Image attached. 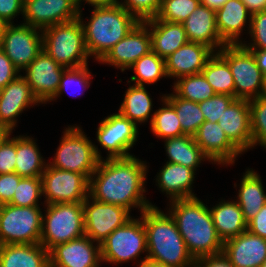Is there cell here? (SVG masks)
<instances>
[{
	"label": "cell",
	"instance_id": "45",
	"mask_svg": "<svg viewBox=\"0 0 266 267\" xmlns=\"http://www.w3.org/2000/svg\"><path fill=\"white\" fill-rule=\"evenodd\" d=\"M162 0H121L122 5L128 12L136 16L140 21L155 17L161 7Z\"/></svg>",
	"mask_w": 266,
	"mask_h": 267
},
{
	"label": "cell",
	"instance_id": "28",
	"mask_svg": "<svg viewBox=\"0 0 266 267\" xmlns=\"http://www.w3.org/2000/svg\"><path fill=\"white\" fill-rule=\"evenodd\" d=\"M0 267H49V251L40 243L0 245Z\"/></svg>",
	"mask_w": 266,
	"mask_h": 267
},
{
	"label": "cell",
	"instance_id": "12",
	"mask_svg": "<svg viewBox=\"0 0 266 267\" xmlns=\"http://www.w3.org/2000/svg\"><path fill=\"white\" fill-rule=\"evenodd\" d=\"M0 48L21 72L43 50L42 30L23 23L7 24Z\"/></svg>",
	"mask_w": 266,
	"mask_h": 267
},
{
	"label": "cell",
	"instance_id": "60",
	"mask_svg": "<svg viewBox=\"0 0 266 267\" xmlns=\"http://www.w3.org/2000/svg\"><path fill=\"white\" fill-rule=\"evenodd\" d=\"M7 23H5L1 18H0V42H1V37L4 33V29L6 27Z\"/></svg>",
	"mask_w": 266,
	"mask_h": 267
},
{
	"label": "cell",
	"instance_id": "58",
	"mask_svg": "<svg viewBox=\"0 0 266 267\" xmlns=\"http://www.w3.org/2000/svg\"><path fill=\"white\" fill-rule=\"evenodd\" d=\"M140 267H172V266H163V265H159L153 262H146L143 265H141Z\"/></svg>",
	"mask_w": 266,
	"mask_h": 267
},
{
	"label": "cell",
	"instance_id": "7",
	"mask_svg": "<svg viewBox=\"0 0 266 267\" xmlns=\"http://www.w3.org/2000/svg\"><path fill=\"white\" fill-rule=\"evenodd\" d=\"M44 209L40 244L46 250L85 235L83 202L45 204Z\"/></svg>",
	"mask_w": 266,
	"mask_h": 267
},
{
	"label": "cell",
	"instance_id": "51",
	"mask_svg": "<svg viewBox=\"0 0 266 267\" xmlns=\"http://www.w3.org/2000/svg\"><path fill=\"white\" fill-rule=\"evenodd\" d=\"M197 260L204 267H234L223 252L210 256H203L197 258Z\"/></svg>",
	"mask_w": 266,
	"mask_h": 267
},
{
	"label": "cell",
	"instance_id": "33",
	"mask_svg": "<svg viewBox=\"0 0 266 267\" xmlns=\"http://www.w3.org/2000/svg\"><path fill=\"white\" fill-rule=\"evenodd\" d=\"M146 86L129 85L126 90L123 102L121 103L118 112L124 117L132 121L137 127L138 124L148 122L150 116V124L154 114L151 113L153 101Z\"/></svg>",
	"mask_w": 266,
	"mask_h": 267
},
{
	"label": "cell",
	"instance_id": "34",
	"mask_svg": "<svg viewBox=\"0 0 266 267\" xmlns=\"http://www.w3.org/2000/svg\"><path fill=\"white\" fill-rule=\"evenodd\" d=\"M216 94H227L235 97L233 75L227 61L218 53L209 58L201 72Z\"/></svg>",
	"mask_w": 266,
	"mask_h": 267
},
{
	"label": "cell",
	"instance_id": "8",
	"mask_svg": "<svg viewBox=\"0 0 266 267\" xmlns=\"http://www.w3.org/2000/svg\"><path fill=\"white\" fill-rule=\"evenodd\" d=\"M39 206L0 205V245L39 244L42 232Z\"/></svg>",
	"mask_w": 266,
	"mask_h": 267
},
{
	"label": "cell",
	"instance_id": "24",
	"mask_svg": "<svg viewBox=\"0 0 266 267\" xmlns=\"http://www.w3.org/2000/svg\"><path fill=\"white\" fill-rule=\"evenodd\" d=\"M189 42L204 44L214 52H218L226 43L220 38L216 25L215 10L203 4L182 22Z\"/></svg>",
	"mask_w": 266,
	"mask_h": 267
},
{
	"label": "cell",
	"instance_id": "37",
	"mask_svg": "<svg viewBox=\"0 0 266 267\" xmlns=\"http://www.w3.org/2000/svg\"><path fill=\"white\" fill-rule=\"evenodd\" d=\"M172 87L179 97L195 103L208 100L216 94L202 73L182 76Z\"/></svg>",
	"mask_w": 266,
	"mask_h": 267
},
{
	"label": "cell",
	"instance_id": "54",
	"mask_svg": "<svg viewBox=\"0 0 266 267\" xmlns=\"http://www.w3.org/2000/svg\"><path fill=\"white\" fill-rule=\"evenodd\" d=\"M91 5V6H112L118 4L119 0H78L79 6H81L82 2Z\"/></svg>",
	"mask_w": 266,
	"mask_h": 267
},
{
	"label": "cell",
	"instance_id": "1",
	"mask_svg": "<svg viewBox=\"0 0 266 267\" xmlns=\"http://www.w3.org/2000/svg\"><path fill=\"white\" fill-rule=\"evenodd\" d=\"M146 161L135 155L126 158H104L89 179V196L96 201L122 206L140 213L155 206L144 195L147 179Z\"/></svg>",
	"mask_w": 266,
	"mask_h": 267
},
{
	"label": "cell",
	"instance_id": "4",
	"mask_svg": "<svg viewBox=\"0 0 266 267\" xmlns=\"http://www.w3.org/2000/svg\"><path fill=\"white\" fill-rule=\"evenodd\" d=\"M80 7L78 19L81 21L87 52L100 62L140 20L122 5L94 6L89 21L83 22Z\"/></svg>",
	"mask_w": 266,
	"mask_h": 267
},
{
	"label": "cell",
	"instance_id": "19",
	"mask_svg": "<svg viewBox=\"0 0 266 267\" xmlns=\"http://www.w3.org/2000/svg\"><path fill=\"white\" fill-rule=\"evenodd\" d=\"M193 137L212 164L233 165L236 157L243 154L228 139L218 122H203Z\"/></svg>",
	"mask_w": 266,
	"mask_h": 267
},
{
	"label": "cell",
	"instance_id": "10",
	"mask_svg": "<svg viewBox=\"0 0 266 267\" xmlns=\"http://www.w3.org/2000/svg\"><path fill=\"white\" fill-rule=\"evenodd\" d=\"M218 53L227 61L235 84V98L251 100L260 97L263 74L250 50L242 44H226Z\"/></svg>",
	"mask_w": 266,
	"mask_h": 267
},
{
	"label": "cell",
	"instance_id": "31",
	"mask_svg": "<svg viewBox=\"0 0 266 267\" xmlns=\"http://www.w3.org/2000/svg\"><path fill=\"white\" fill-rule=\"evenodd\" d=\"M31 136H16L15 172L21 177H41L48 163Z\"/></svg>",
	"mask_w": 266,
	"mask_h": 267
},
{
	"label": "cell",
	"instance_id": "59",
	"mask_svg": "<svg viewBox=\"0 0 266 267\" xmlns=\"http://www.w3.org/2000/svg\"><path fill=\"white\" fill-rule=\"evenodd\" d=\"M186 267H204L197 259H194Z\"/></svg>",
	"mask_w": 266,
	"mask_h": 267
},
{
	"label": "cell",
	"instance_id": "3",
	"mask_svg": "<svg viewBox=\"0 0 266 267\" xmlns=\"http://www.w3.org/2000/svg\"><path fill=\"white\" fill-rule=\"evenodd\" d=\"M140 214L146 231L147 255L136 262L139 267L146 262L186 267L194 260L169 212L151 206Z\"/></svg>",
	"mask_w": 266,
	"mask_h": 267
},
{
	"label": "cell",
	"instance_id": "27",
	"mask_svg": "<svg viewBox=\"0 0 266 267\" xmlns=\"http://www.w3.org/2000/svg\"><path fill=\"white\" fill-rule=\"evenodd\" d=\"M144 22L149 27L152 51L163 59L189 42L182 23L158 20L155 17Z\"/></svg>",
	"mask_w": 266,
	"mask_h": 267
},
{
	"label": "cell",
	"instance_id": "53",
	"mask_svg": "<svg viewBox=\"0 0 266 267\" xmlns=\"http://www.w3.org/2000/svg\"><path fill=\"white\" fill-rule=\"evenodd\" d=\"M251 14L266 10V0H241Z\"/></svg>",
	"mask_w": 266,
	"mask_h": 267
},
{
	"label": "cell",
	"instance_id": "22",
	"mask_svg": "<svg viewBox=\"0 0 266 267\" xmlns=\"http://www.w3.org/2000/svg\"><path fill=\"white\" fill-rule=\"evenodd\" d=\"M222 252L234 267H261L266 259V239L246 230L223 242Z\"/></svg>",
	"mask_w": 266,
	"mask_h": 267
},
{
	"label": "cell",
	"instance_id": "30",
	"mask_svg": "<svg viewBox=\"0 0 266 267\" xmlns=\"http://www.w3.org/2000/svg\"><path fill=\"white\" fill-rule=\"evenodd\" d=\"M259 173L247 169L240 181L236 202L240 206L248 223L266 204V193Z\"/></svg>",
	"mask_w": 266,
	"mask_h": 267
},
{
	"label": "cell",
	"instance_id": "55",
	"mask_svg": "<svg viewBox=\"0 0 266 267\" xmlns=\"http://www.w3.org/2000/svg\"><path fill=\"white\" fill-rule=\"evenodd\" d=\"M200 1L201 4L216 11L217 9L221 8L227 0H200Z\"/></svg>",
	"mask_w": 266,
	"mask_h": 267
},
{
	"label": "cell",
	"instance_id": "35",
	"mask_svg": "<svg viewBox=\"0 0 266 267\" xmlns=\"http://www.w3.org/2000/svg\"><path fill=\"white\" fill-rule=\"evenodd\" d=\"M129 69H132L135 75H131L128 83L134 82V85L138 86L154 84L163 77H168L166 74L165 59L153 51L139 58Z\"/></svg>",
	"mask_w": 266,
	"mask_h": 267
},
{
	"label": "cell",
	"instance_id": "50",
	"mask_svg": "<svg viewBox=\"0 0 266 267\" xmlns=\"http://www.w3.org/2000/svg\"><path fill=\"white\" fill-rule=\"evenodd\" d=\"M247 230L252 234L266 239V204L260 211L247 223Z\"/></svg>",
	"mask_w": 266,
	"mask_h": 267
},
{
	"label": "cell",
	"instance_id": "41",
	"mask_svg": "<svg viewBox=\"0 0 266 267\" xmlns=\"http://www.w3.org/2000/svg\"><path fill=\"white\" fill-rule=\"evenodd\" d=\"M252 149L258 144L266 149V99L258 97L249 100Z\"/></svg>",
	"mask_w": 266,
	"mask_h": 267
},
{
	"label": "cell",
	"instance_id": "25",
	"mask_svg": "<svg viewBox=\"0 0 266 267\" xmlns=\"http://www.w3.org/2000/svg\"><path fill=\"white\" fill-rule=\"evenodd\" d=\"M215 13L220 38L226 44L243 43L240 36L244 27L250 30L251 26V13L245 4L241 0H227Z\"/></svg>",
	"mask_w": 266,
	"mask_h": 267
},
{
	"label": "cell",
	"instance_id": "17",
	"mask_svg": "<svg viewBox=\"0 0 266 267\" xmlns=\"http://www.w3.org/2000/svg\"><path fill=\"white\" fill-rule=\"evenodd\" d=\"M101 263L100 244L86 235L49 250V267H100Z\"/></svg>",
	"mask_w": 266,
	"mask_h": 267
},
{
	"label": "cell",
	"instance_id": "20",
	"mask_svg": "<svg viewBox=\"0 0 266 267\" xmlns=\"http://www.w3.org/2000/svg\"><path fill=\"white\" fill-rule=\"evenodd\" d=\"M38 104L40 102L31 92L26 79L20 74L0 90V123L12 132L17 127V117L26 108Z\"/></svg>",
	"mask_w": 266,
	"mask_h": 267
},
{
	"label": "cell",
	"instance_id": "47",
	"mask_svg": "<svg viewBox=\"0 0 266 267\" xmlns=\"http://www.w3.org/2000/svg\"><path fill=\"white\" fill-rule=\"evenodd\" d=\"M21 178L16 172L0 174V205L11 202Z\"/></svg>",
	"mask_w": 266,
	"mask_h": 267
},
{
	"label": "cell",
	"instance_id": "13",
	"mask_svg": "<svg viewBox=\"0 0 266 267\" xmlns=\"http://www.w3.org/2000/svg\"><path fill=\"white\" fill-rule=\"evenodd\" d=\"M83 210L85 235L99 244L132 218L128 209L96 201L90 196L83 202Z\"/></svg>",
	"mask_w": 266,
	"mask_h": 267
},
{
	"label": "cell",
	"instance_id": "42",
	"mask_svg": "<svg viewBox=\"0 0 266 267\" xmlns=\"http://www.w3.org/2000/svg\"><path fill=\"white\" fill-rule=\"evenodd\" d=\"M91 78H92V74L88 69V65H84V66L77 67V68H66L61 76L57 93L51 101H54L57 98H59L60 95L63 94L62 93L63 91H66L68 94H71L72 96H74L77 91L76 92L72 91L73 94L69 92L70 91L69 88L71 89V87L73 86L78 87V88L81 87V89L83 88L84 90L86 88H89L91 84L90 82ZM74 89L76 90V88ZM77 93L79 94V92ZM78 94L75 95V97L78 96Z\"/></svg>",
	"mask_w": 266,
	"mask_h": 267
},
{
	"label": "cell",
	"instance_id": "46",
	"mask_svg": "<svg viewBox=\"0 0 266 267\" xmlns=\"http://www.w3.org/2000/svg\"><path fill=\"white\" fill-rule=\"evenodd\" d=\"M10 133L0 143V174L14 173L16 165V137Z\"/></svg>",
	"mask_w": 266,
	"mask_h": 267
},
{
	"label": "cell",
	"instance_id": "26",
	"mask_svg": "<svg viewBox=\"0 0 266 267\" xmlns=\"http://www.w3.org/2000/svg\"><path fill=\"white\" fill-rule=\"evenodd\" d=\"M156 175V184L160 191L169 197V201L197 197L193 192L195 170L189 167L166 162Z\"/></svg>",
	"mask_w": 266,
	"mask_h": 267
},
{
	"label": "cell",
	"instance_id": "14",
	"mask_svg": "<svg viewBox=\"0 0 266 267\" xmlns=\"http://www.w3.org/2000/svg\"><path fill=\"white\" fill-rule=\"evenodd\" d=\"M138 127L122 114L113 113L99 123L96 137L100 146L107 150L106 158H126L138 141Z\"/></svg>",
	"mask_w": 266,
	"mask_h": 267
},
{
	"label": "cell",
	"instance_id": "48",
	"mask_svg": "<svg viewBox=\"0 0 266 267\" xmlns=\"http://www.w3.org/2000/svg\"><path fill=\"white\" fill-rule=\"evenodd\" d=\"M24 12V0H0V18L7 24Z\"/></svg>",
	"mask_w": 266,
	"mask_h": 267
},
{
	"label": "cell",
	"instance_id": "36",
	"mask_svg": "<svg viewBox=\"0 0 266 267\" xmlns=\"http://www.w3.org/2000/svg\"><path fill=\"white\" fill-rule=\"evenodd\" d=\"M163 97L175 108L184 135L194 136L205 122L199 103L179 97L174 91Z\"/></svg>",
	"mask_w": 266,
	"mask_h": 267
},
{
	"label": "cell",
	"instance_id": "9",
	"mask_svg": "<svg viewBox=\"0 0 266 267\" xmlns=\"http://www.w3.org/2000/svg\"><path fill=\"white\" fill-rule=\"evenodd\" d=\"M101 262L121 264L138 260L140 254H147V239L142 218L132 217L116 228L101 244Z\"/></svg>",
	"mask_w": 266,
	"mask_h": 267
},
{
	"label": "cell",
	"instance_id": "61",
	"mask_svg": "<svg viewBox=\"0 0 266 267\" xmlns=\"http://www.w3.org/2000/svg\"><path fill=\"white\" fill-rule=\"evenodd\" d=\"M261 267H266V259H265L264 262L262 263Z\"/></svg>",
	"mask_w": 266,
	"mask_h": 267
},
{
	"label": "cell",
	"instance_id": "43",
	"mask_svg": "<svg viewBox=\"0 0 266 267\" xmlns=\"http://www.w3.org/2000/svg\"><path fill=\"white\" fill-rule=\"evenodd\" d=\"M250 43H241L247 49H266V10L251 14V26L248 31ZM246 42V43H245Z\"/></svg>",
	"mask_w": 266,
	"mask_h": 267
},
{
	"label": "cell",
	"instance_id": "38",
	"mask_svg": "<svg viewBox=\"0 0 266 267\" xmlns=\"http://www.w3.org/2000/svg\"><path fill=\"white\" fill-rule=\"evenodd\" d=\"M161 98L164 106L153 113L152 133L162 140L184 135L175 108L164 97Z\"/></svg>",
	"mask_w": 266,
	"mask_h": 267
},
{
	"label": "cell",
	"instance_id": "56",
	"mask_svg": "<svg viewBox=\"0 0 266 267\" xmlns=\"http://www.w3.org/2000/svg\"><path fill=\"white\" fill-rule=\"evenodd\" d=\"M11 131L2 123H0V143L10 135Z\"/></svg>",
	"mask_w": 266,
	"mask_h": 267
},
{
	"label": "cell",
	"instance_id": "21",
	"mask_svg": "<svg viewBox=\"0 0 266 267\" xmlns=\"http://www.w3.org/2000/svg\"><path fill=\"white\" fill-rule=\"evenodd\" d=\"M218 124L242 153L252 148L249 100L235 99L224 110Z\"/></svg>",
	"mask_w": 266,
	"mask_h": 267
},
{
	"label": "cell",
	"instance_id": "2",
	"mask_svg": "<svg viewBox=\"0 0 266 267\" xmlns=\"http://www.w3.org/2000/svg\"><path fill=\"white\" fill-rule=\"evenodd\" d=\"M169 214L194 259L219 254L223 242L216 232L210 208L198 197L170 201Z\"/></svg>",
	"mask_w": 266,
	"mask_h": 267
},
{
	"label": "cell",
	"instance_id": "16",
	"mask_svg": "<svg viewBox=\"0 0 266 267\" xmlns=\"http://www.w3.org/2000/svg\"><path fill=\"white\" fill-rule=\"evenodd\" d=\"M65 69L42 50L23 70L26 74L23 77L40 104H46L54 98Z\"/></svg>",
	"mask_w": 266,
	"mask_h": 267
},
{
	"label": "cell",
	"instance_id": "29",
	"mask_svg": "<svg viewBox=\"0 0 266 267\" xmlns=\"http://www.w3.org/2000/svg\"><path fill=\"white\" fill-rule=\"evenodd\" d=\"M218 237L225 242L247 230L243 212L235 200H222L210 208Z\"/></svg>",
	"mask_w": 266,
	"mask_h": 267
},
{
	"label": "cell",
	"instance_id": "23",
	"mask_svg": "<svg viewBox=\"0 0 266 267\" xmlns=\"http://www.w3.org/2000/svg\"><path fill=\"white\" fill-rule=\"evenodd\" d=\"M214 51L204 44L188 42L165 59L169 78L195 75L202 72Z\"/></svg>",
	"mask_w": 266,
	"mask_h": 267
},
{
	"label": "cell",
	"instance_id": "40",
	"mask_svg": "<svg viewBox=\"0 0 266 267\" xmlns=\"http://www.w3.org/2000/svg\"><path fill=\"white\" fill-rule=\"evenodd\" d=\"M200 0H162L158 20L182 23L198 7Z\"/></svg>",
	"mask_w": 266,
	"mask_h": 267
},
{
	"label": "cell",
	"instance_id": "49",
	"mask_svg": "<svg viewBox=\"0 0 266 267\" xmlns=\"http://www.w3.org/2000/svg\"><path fill=\"white\" fill-rule=\"evenodd\" d=\"M20 71L0 48V90L20 75Z\"/></svg>",
	"mask_w": 266,
	"mask_h": 267
},
{
	"label": "cell",
	"instance_id": "32",
	"mask_svg": "<svg viewBox=\"0 0 266 267\" xmlns=\"http://www.w3.org/2000/svg\"><path fill=\"white\" fill-rule=\"evenodd\" d=\"M167 162L180 164L197 170L202 161H210L197 145L193 136L182 135L165 139Z\"/></svg>",
	"mask_w": 266,
	"mask_h": 267
},
{
	"label": "cell",
	"instance_id": "15",
	"mask_svg": "<svg viewBox=\"0 0 266 267\" xmlns=\"http://www.w3.org/2000/svg\"><path fill=\"white\" fill-rule=\"evenodd\" d=\"M79 11L78 0H24L23 24L43 30L77 19Z\"/></svg>",
	"mask_w": 266,
	"mask_h": 267
},
{
	"label": "cell",
	"instance_id": "5",
	"mask_svg": "<svg viewBox=\"0 0 266 267\" xmlns=\"http://www.w3.org/2000/svg\"><path fill=\"white\" fill-rule=\"evenodd\" d=\"M43 50L64 68L88 65L84 30L81 21L55 24L42 30Z\"/></svg>",
	"mask_w": 266,
	"mask_h": 267
},
{
	"label": "cell",
	"instance_id": "39",
	"mask_svg": "<svg viewBox=\"0 0 266 267\" xmlns=\"http://www.w3.org/2000/svg\"><path fill=\"white\" fill-rule=\"evenodd\" d=\"M41 196L42 178L22 177L9 204L20 207L39 206L38 202Z\"/></svg>",
	"mask_w": 266,
	"mask_h": 267
},
{
	"label": "cell",
	"instance_id": "6",
	"mask_svg": "<svg viewBox=\"0 0 266 267\" xmlns=\"http://www.w3.org/2000/svg\"><path fill=\"white\" fill-rule=\"evenodd\" d=\"M80 126H68L63 131L52 162L48 165L61 170L84 174L88 179L103 159L98 146L89 140Z\"/></svg>",
	"mask_w": 266,
	"mask_h": 267
},
{
	"label": "cell",
	"instance_id": "44",
	"mask_svg": "<svg viewBox=\"0 0 266 267\" xmlns=\"http://www.w3.org/2000/svg\"><path fill=\"white\" fill-rule=\"evenodd\" d=\"M235 99L236 98L231 95L215 94L210 99L200 102L199 106L205 121H210L212 123L218 122L224 110H226Z\"/></svg>",
	"mask_w": 266,
	"mask_h": 267
},
{
	"label": "cell",
	"instance_id": "52",
	"mask_svg": "<svg viewBox=\"0 0 266 267\" xmlns=\"http://www.w3.org/2000/svg\"><path fill=\"white\" fill-rule=\"evenodd\" d=\"M252 52L257 66L261 70L263 75H266V49H248Z\"/></svg>",
	"mask_w": 266,
	"mask_h": 267
},
{
	"label": "cell",
	"instance_id": "11",
	"mask_svg": "<svg viewBox=\"0 0 266 267\" xmlns=\"http://www.w3.org/2000/svg\"><path fill=\"white\" fill-rule=\"evenodd\" d=\"M41 178L44 204L81 203L89 196V179L84 174L47 164Z\"/></svg>",
	"mask_w": 266,
	"mask_h": 267
},
{
	"label": "cell",
	"instance_id": "57",
	"mask_svg": "<svg viewBox=\"0 0 266 267\" xmlns=\"http://www.w3.org/2000/svg\"><path fill=\"white\" fill-rule=\"evenodd\" d=\"M260 97H263L266 99V75L263 76V86H262Z\"/></svg>",
	"mask_w": 266,
	"mask_h": 267
},
{
	"label": "cell",
	"instance_id": "18",
	"mask_svg": "<svg viewBox=\"0 0 266 267\" xmlns=\"http://www.w3.org/2000/svg\"><path fill=\"white\" fill-rule=\"evenodd\" d=\"M150 51L149 27L144 21H140L99 63L115 66L124 72Z\"/></svg>",
	"mask_w": 266,
	"mask_h": 267
}]
</instances>
